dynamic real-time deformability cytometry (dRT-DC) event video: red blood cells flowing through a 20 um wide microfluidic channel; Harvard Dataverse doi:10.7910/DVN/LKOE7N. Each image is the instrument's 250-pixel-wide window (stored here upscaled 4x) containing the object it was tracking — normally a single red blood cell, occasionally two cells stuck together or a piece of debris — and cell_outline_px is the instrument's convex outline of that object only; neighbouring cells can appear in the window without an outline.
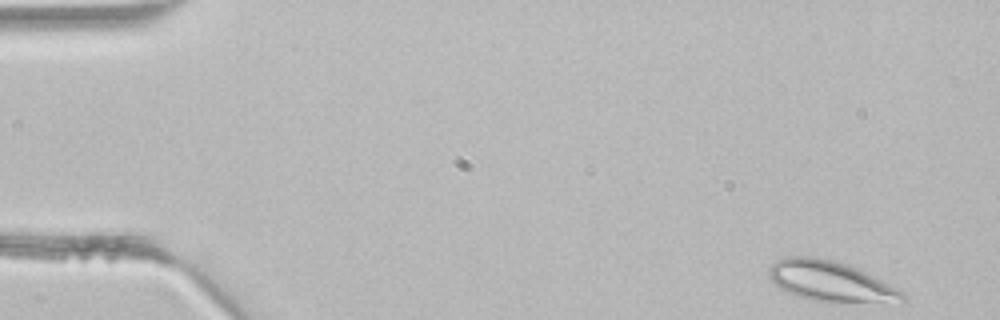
{"species": "common noctule bat (a hibernating species)", "species_latin": "Nyctalus noctula", "temperature_condition": "room temperature", "stored_images_in_passage": 43, "segment_of_instrument_passage": [1, 2], "camera_frame_rate_fps": 3000, "um_per_image_px": 0.085, "animal": {"sex": "male", "body_mass_g": 21.5, "forearm_length_mm": 52.0}, "frame": {"image": 1, "passage_image": 1, "time_ms": 0.0, "image_size_px": [1000, 320], "cell_outline_px": [[904, 300], [816, 300], [800, 296], [788, 292], [780, 288], [768, 276], [768, 268], [776, 260], [784, 256], [812, 256], [832, 260], [844, 264], [864, 272], [904, 292]], "centroid_in_image_um": [70.44, 23.84], "position_along_channel_um": 14.6, "area_um2": 29.71}}
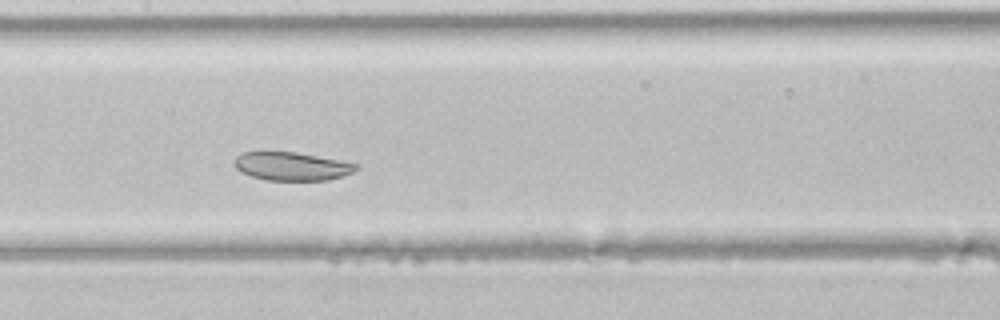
{"frame": {"image": 2, "passage_image": 20, "time_ms": 6.333, "image_size_px": [1000, 320], "cell_outline_px": [[360, 168], [344, 176], [328, 180], [268, 180], [252, 176], [236, 168], [232, 160], [240, 152], [260, 148], [296, 152], [356, 164]], "centroid_in_image_um": [24.68, 14.08], "position_along_channel_um": 182.7, "area_um2": 20.69}}
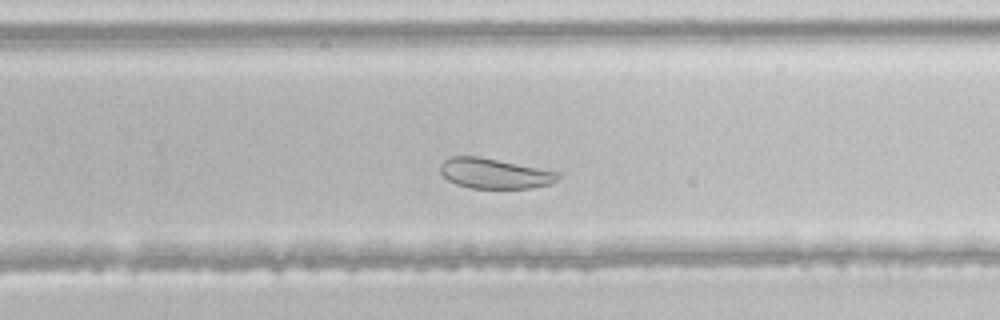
{"frame": {"image": 3, "passage_image": 27, "time_ms": 8.667, "image_size_px": [1000, 320], "cell_outline_px": [[560, 176], [552, 184], [532, 188], [472, 188], [456, 184], [448, 180], [440, 172], [440, 164], [444, 160], [452, 156], [480, 156], [560, 172]], "centroid_in_image_um": [42.04, 14.74], "position_along_channel_um": 287.8, "area_um2": 20.81}}